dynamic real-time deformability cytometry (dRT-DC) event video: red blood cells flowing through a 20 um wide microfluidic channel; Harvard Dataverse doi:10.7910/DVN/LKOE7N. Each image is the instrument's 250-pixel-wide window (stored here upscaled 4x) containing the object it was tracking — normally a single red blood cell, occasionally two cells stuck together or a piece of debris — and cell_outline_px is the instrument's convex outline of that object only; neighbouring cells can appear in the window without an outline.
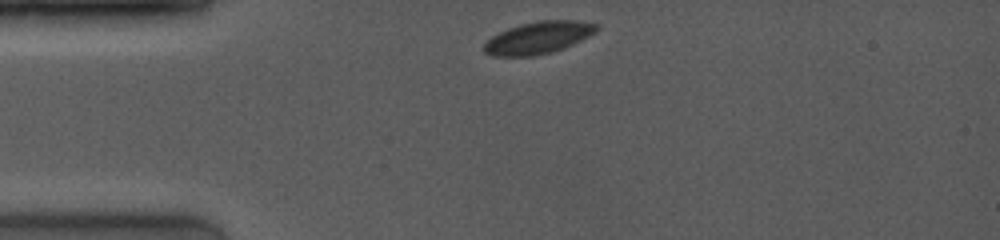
{"species": "common noctule bat (a hibernating species)", "species_latin": "Nyctalus noctula", "temperature_condition": "room temperature", "stored_images_in_passage": 23, "camera_frame_rate_fps": 4000, "um_per_image_px": 0.085, "animal": {"sex": "female", "body_mass_g": 19.0, "forearm_length_mm": 53.3}, "frame": {"image": 1, "passage_image": 1, "time_ms": 0.0, "image_size_px": [1000, 240], "cell_outline_px": [[600, 28], [596, 32], [564, 48], [552, 52], [532, 56], [492, 56], [484, 52], [484, 44], [492, 36], [508, 28], [520, 24], [536, 20], [576, 20], [596, 24]], "centroid_in_image_um": [45.75, 3.2], "position_along_channel_um": 39.2, "area_um2": 21.04}}
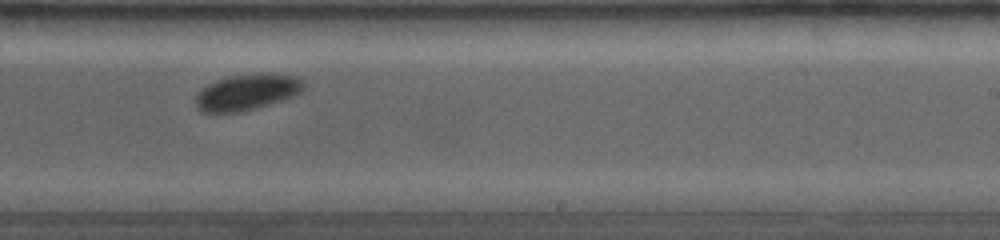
{"frame": {"image": 2, "passage_image": 17, "time_ms": 6.5, "image_size_px": [1000, 240], "cell_outline_px": [[304, 88], [300, 92], [292, 96], [256, 108], [240, 112], [200, 112], [196, 108], [196, 92], [208, 84], [216, 80], [228, 76], [296, 76], [304, 84]], "centroid_in_image_um": [20.89, 7.88], "position_along_channel_um": 268.1, "area_um2": 21.73}}
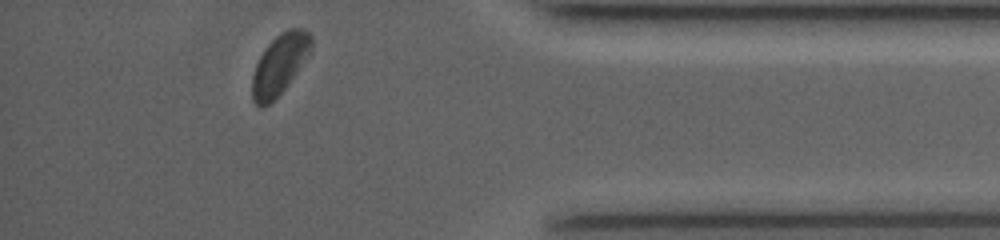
{"frame": {"image": 3, "passage_image": 23, "time_ms": 10.5, "image_size_px": [1000, 240], "cell_outline_px": [[312, 52], [288, 84], [268, 104], [260, 108], [252, 100], [252, 76], [256, 64], [264, 48], [280, 32], [288, 28], [304, 28], [312, 36]], "centroid_in_image_um": [23.79, 5.43], "position_along_channel_um": 411.4, "area_um2": 20.81}, "authors_computed_cell_mechanics": {"area_um2": 22.253, "velocity_mm_per_s": 3.9617, "shape_relaxation_time_tau1_ms": 1.3311, "shape_relaxation_time_tau2_ms": null, "deformation_change_tau1": 0.0562, "deformation_change_tau2": null}}